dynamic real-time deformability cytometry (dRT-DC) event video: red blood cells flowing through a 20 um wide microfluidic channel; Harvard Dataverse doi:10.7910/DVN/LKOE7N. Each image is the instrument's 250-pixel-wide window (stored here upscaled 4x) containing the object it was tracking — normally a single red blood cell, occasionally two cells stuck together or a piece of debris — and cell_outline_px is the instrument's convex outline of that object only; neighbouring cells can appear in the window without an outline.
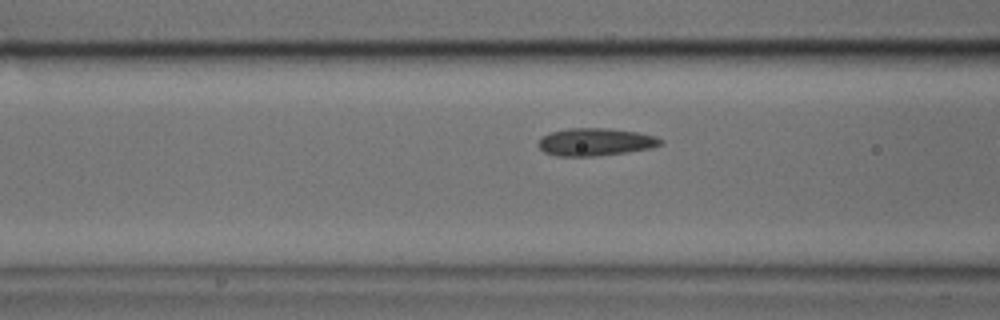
{"species": "common noctule bat (a hibernating species)", "species_latin": "Nyctalus noctula", "temperature_condition": "cold", "stored_images_in_passage": 17, "camera_frame_rate_fps": 3000, "um_per_image_px": 0.085, "animal": {"sex": "male", "body_mass_g": 17.9, "forearm_length_mm": 54.2}, "frame": {"image": 1, "passage_image": 15, "time_ms": 4.667, "image_size_px": [1000, 320], "cell_outline_px": [[664, 144], [652, 148], [596, 156], [556, 156], [544, 152], [536, 144], [544, 136], [552, 132], [568, 128], [608, 128], [636, 132], [656, 136], [664, 140]], "centroid_in_image_um": [50.64, 12.07], "position_along_channel_um": 116.0, "area_um2": 19.65}}